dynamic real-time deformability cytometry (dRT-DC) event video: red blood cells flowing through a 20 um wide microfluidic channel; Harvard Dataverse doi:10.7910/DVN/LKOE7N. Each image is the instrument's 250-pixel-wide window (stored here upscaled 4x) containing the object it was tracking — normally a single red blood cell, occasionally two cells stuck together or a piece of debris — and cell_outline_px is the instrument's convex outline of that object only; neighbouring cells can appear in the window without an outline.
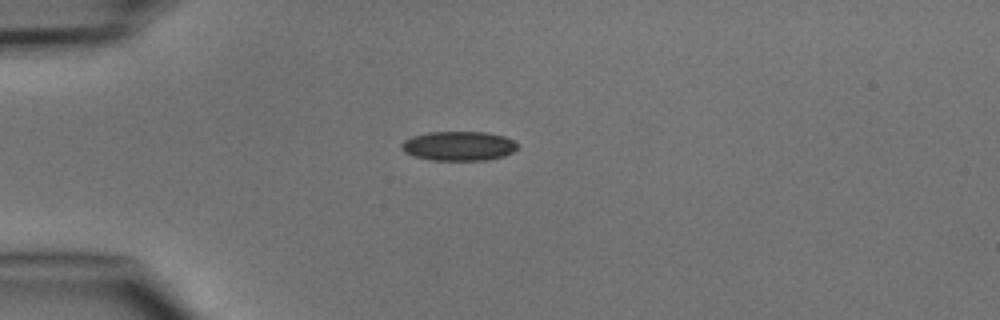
{"species": "common noctule bat (a hibernating species)", "species_latin": "Nyctalus noctula", "temperature_condition": "cold", "stored_images_in_passage": 1, "camera_frame_rate_fps": 3000, "um_per_image_px": 0.085, "animal": {"sex": "male", "body_mass_g": 15.6}, "frame": {"image": 1, "passage_image": 1, "time_ms": 0.0, "image_size_px": [1000, 320], "cell_outline_px": [[520, 148], [504, 156], [488, 160], [432, 160], [416, 156], [404, 152], [400, 148], [400, 144], [404, 140], [412, 136], [428, 132], [484, 132], [504, 136], [512, 140]], "centroid_in_image_um": [38.98, 12.41], "position_along_channel_um": 46.0, "area_um2": 19.88}}